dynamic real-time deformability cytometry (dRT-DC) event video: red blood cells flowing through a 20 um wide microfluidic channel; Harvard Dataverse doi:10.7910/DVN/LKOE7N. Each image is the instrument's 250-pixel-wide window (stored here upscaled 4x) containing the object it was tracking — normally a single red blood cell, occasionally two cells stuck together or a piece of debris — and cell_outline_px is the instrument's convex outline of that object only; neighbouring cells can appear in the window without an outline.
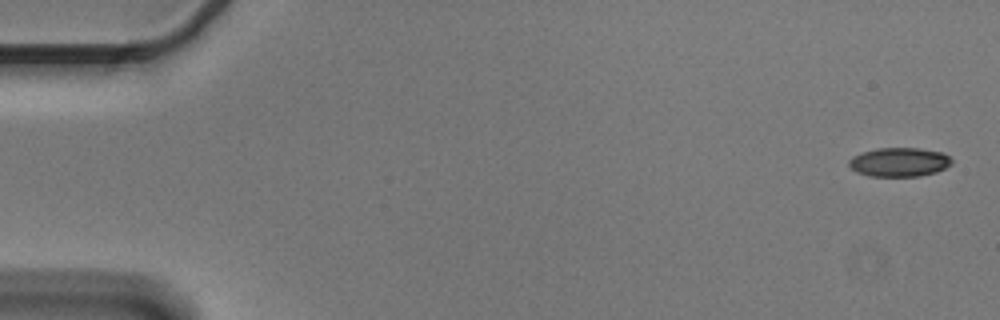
{"species": "Egyptian fruit bat (a non-hibernating species)", "species_latin": "Rousettus aegyptiacus", "temperature_condition": "cold", "stored_images_in_passage": 5, "camera_frame_rate_fps": 3000, "um_per_image_px": 0.085, "animal": {"sex": "male"}, "frame": {"image": 1, "passage_image": 1, "time_ms": 0.0, "image_size_px": [1000, 320], "cell_outline_px": [[952, 164], [936, 172], [920, 176], [868, 176], [856, 172], [848, 164], [848, 160], [852, 156], [864, 152], [880, 148], [920, 148], [944, 152], [952, 160]], "centroid_in_image_um": [76.45, 13.78], "position_along_channel_um": 8.6, "area_um2": 17.4}}
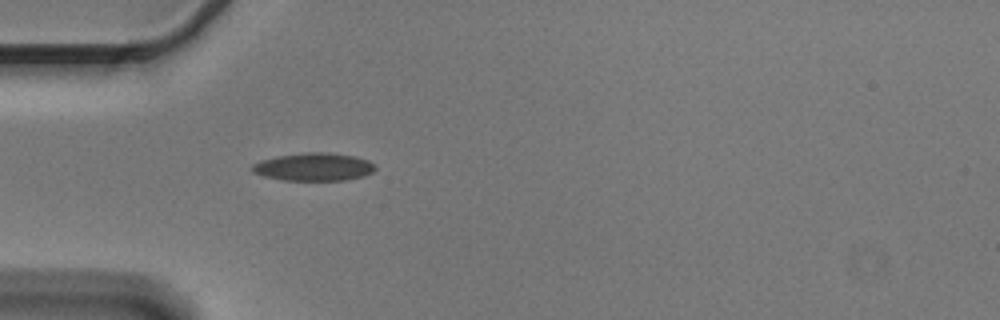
{"frame": {"image": 2, "passage_image": 5, "time_ms": 1.333, "image_size_px": [1000, 320], "cell_outline_px": [[376, 168], [372, 172], [364, 176], [344, 180], [284, 180], [264, 176], [252, 172], [252, 164], [260, 160], [276, 156], [308, 152], [328, 152], [352, 156], [368, 160], [376, 164]], "centroid_in_image_um": [26.67, 14.18], "position_along_channel_um": 58.3, "area_um2": 20.0}}